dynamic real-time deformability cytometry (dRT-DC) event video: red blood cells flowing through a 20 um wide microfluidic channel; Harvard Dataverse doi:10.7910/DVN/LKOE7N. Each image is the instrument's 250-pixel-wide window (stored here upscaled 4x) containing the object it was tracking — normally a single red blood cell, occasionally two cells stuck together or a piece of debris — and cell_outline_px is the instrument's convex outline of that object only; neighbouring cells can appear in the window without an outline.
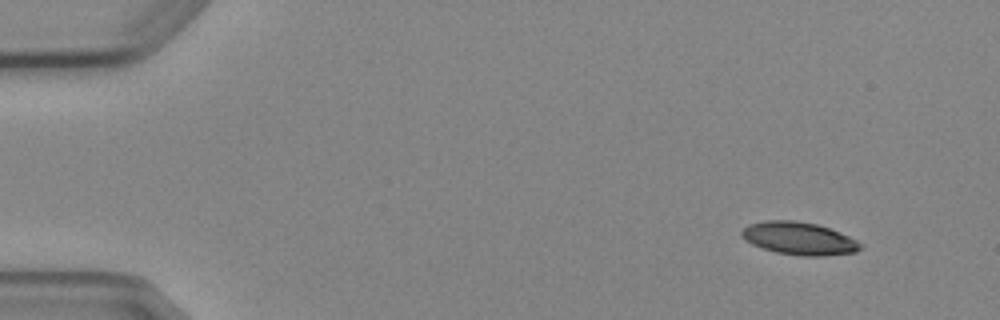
{"species": "Egyptian fruit bat (a non-hibernating species)", "species_latin": "Rousettus aegyptiacus", "temperature_condition": "cold", "stored_images_in_passage": 4, "camera_frame_rate_fps": 3000, "um_per_image_px": 0.085, "animal": {"sex": "female"}, "frame": {"image": 1, "passage_image": 1, "time_ms": 0.0, "image_size_px": [1000, 320], "cell_outline_px": [[864, 244], [856, 252], [824, 256], [800, 256], [776, 252], [752, 244], [744, 240], [740, 236], [740, 232], [748, 224], [764, 220], [796, 220], [816, 224], [840, 232]], "centroid_in_image_um": [67.9, 20.26], "position_along_channel_um": 17.1, "area_um2": 22.77}}
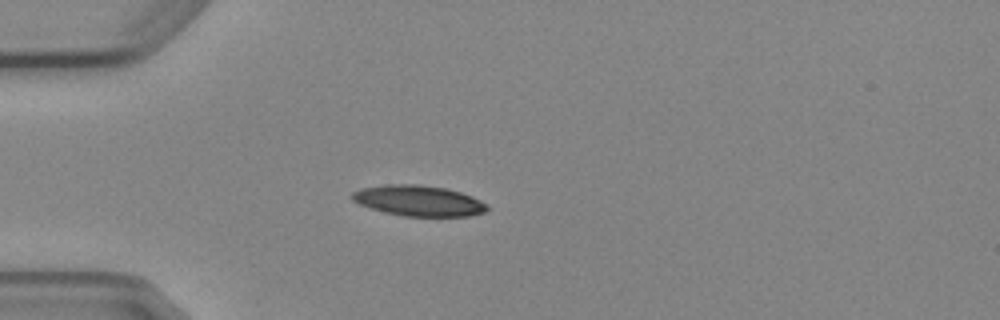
{"frame": {"image": 2, "passage_image": 4, "time_ms": 3.333, "image_size_px": [1000, 320], "cell_outline_px": [[488, 208], [484, 212], [468, 216], [404, 216], [384, 212], [360, 204], [352, 200], [352, 192], [360, 188], [388, 184], [416, 184], [448, 188], [472, 196], [488, 204]], "centroid_in_image_um": [35.59, 17.05], "position_along_channel_um": 49.4, "area_um2": 24.1}}